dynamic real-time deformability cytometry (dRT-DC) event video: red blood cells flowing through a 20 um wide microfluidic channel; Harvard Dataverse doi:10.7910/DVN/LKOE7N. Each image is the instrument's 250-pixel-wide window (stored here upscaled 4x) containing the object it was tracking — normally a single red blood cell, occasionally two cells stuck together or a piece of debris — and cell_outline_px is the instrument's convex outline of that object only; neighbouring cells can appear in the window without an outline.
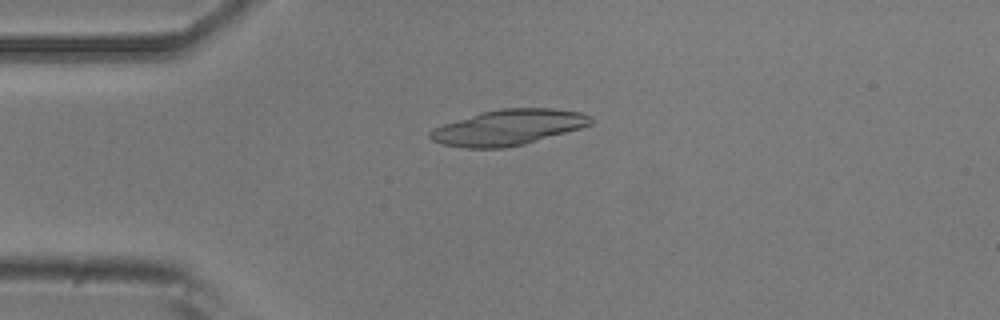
{"species": "common noctule bat (a hibernating species)", "species_latin": "Nyctalus noctula", "temperature_condition": "room temperature", "stored_images_in_passage": 38, "camera_frame_rate_fps": 3000, "um_per_image_px": 0.085, "animal": {"sex": "male", "body_mass_g": 20.5, "forearm_length_mm": 52.5}, "frame": {"image": 1, "passage_image": 6, "time_ms": 1.667, "image_size_px": [1000, 320], "cell_outline_px": [[592, 124], [580, 128], [524, 144], [504, 148], [464, 148], [440, 144], [432, 140], [428, 136], [428, 132], [432, 128], [480, 112], [500, 108], [552, 108], [580, 112], [592, 116]], "centroid_in_image_um": [43.17, 10.83], "position_along_channel_um": 41.8, "area_um2": 33.35}}